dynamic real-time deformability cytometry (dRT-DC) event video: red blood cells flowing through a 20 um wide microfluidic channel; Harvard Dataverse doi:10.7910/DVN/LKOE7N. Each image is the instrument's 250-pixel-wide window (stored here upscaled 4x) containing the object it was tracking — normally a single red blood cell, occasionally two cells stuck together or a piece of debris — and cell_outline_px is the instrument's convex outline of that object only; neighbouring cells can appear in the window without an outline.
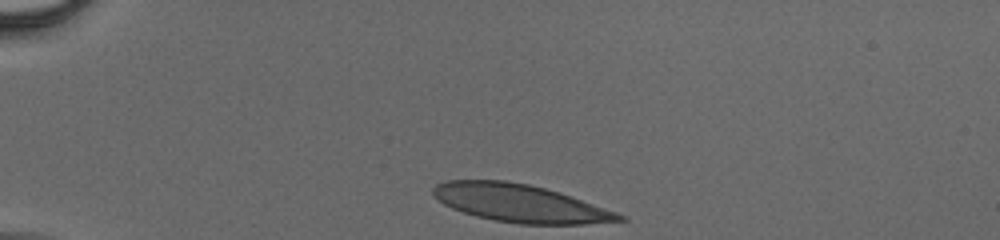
{"species": "human", "species_latin": "Homo sapiens", "temperature_condition": "cold", "stored_images_in_passage": 35, "camera_frame_rate_fps": 3000, "um_per_image_px": 0.085, "donor": {"sex": "male"}, "frame": {"image": 1, "passage_image": 1, "time_ms": 0.0, "image_size_px": [1000, 240], "cell_outline_px": [[628, 220], [584, 224], [520, 224], [492, 220], [476, 216], [452, 208], [444, 204], [432, 196], [432, 188], [436, 184], [448, 180], [504, 180], [528, 184], [544, 188], [616, 212], [624, 216]], "centroid_in_image_um": [44.13, 17.28], "position_along_channel_um": 40.9, "area_um2": 40.52}}
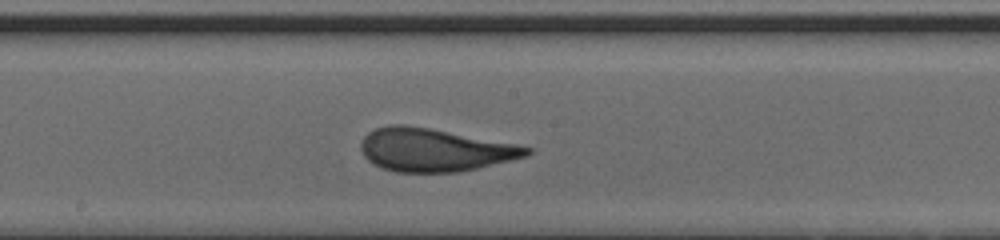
{"frame": {"image": 2, "passage_image": 19, "time_ms": 6.0, "image_size_px": [1000, 240], "cell_outline_px": [[532, 152], [528, 156], [476, 168], [456, 172], [396, 172], [372, 164], [364, 156], [360, 148], [360, 144], [364, 136], [368, 132], [376, 128], [388, 124], [404, 124], [432, 128], [516, 144], [532, 148]], "centroid_in_image_um": [36.9, 12.73], "position_along_channel_um": 211.3, "area_um2": 41.62}}
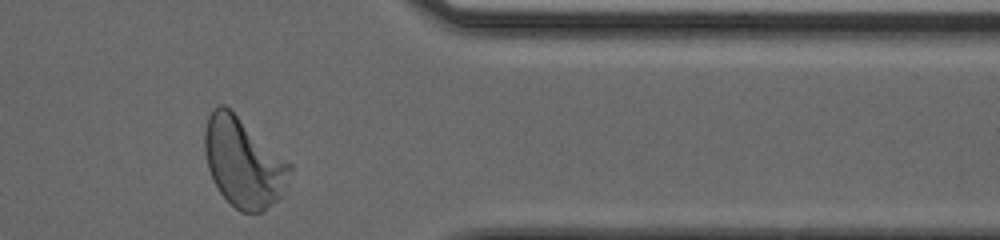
{"frame": {"image": 3, "passage_image": 34, "time_ms": 11.0, "image_size_px": [1000, 240], "cell_outline_px": [[292, 168], [280, 196], [276, 200], [260, 212], [240, 212], [220, 192], [212, 180], [208, 168], [204, 148], [204, 128], [208, 116], [212, 108], [220, 104], [224, 104], [292, 164]], "centroid_in_image_um": [20.65, 13.78], "position_along_channel_um": 390.8, "area_um2": 43.75}}